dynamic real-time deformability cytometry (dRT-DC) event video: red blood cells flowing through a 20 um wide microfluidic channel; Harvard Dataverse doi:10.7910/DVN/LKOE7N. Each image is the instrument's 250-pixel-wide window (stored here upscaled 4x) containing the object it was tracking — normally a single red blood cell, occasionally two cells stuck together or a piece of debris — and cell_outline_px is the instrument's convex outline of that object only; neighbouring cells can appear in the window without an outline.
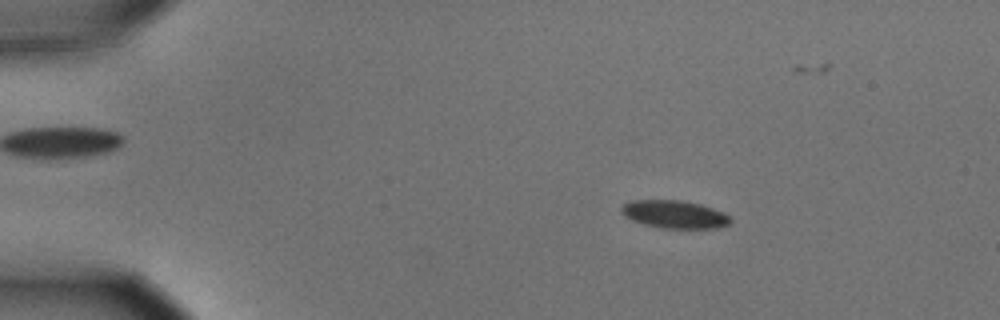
{"species": "common noctule bat (a hibernating species)", "species_latin": "Nyctalus noctula", "temperature_condition": "cold", "stored_images_in_passage": 59, "camera_frame_rate_fps": 3000, "um_per_image_px": 0.085, "animal": {"sex": "male", "body_mass_g": 15.6}, "frame": {"image": 1, "passage_image": 10, "time_ms": 3.0, "image_size_px": [1000, 320], "cell_outline_px": [[732, 220], [728, 224], [716, 228], [664, 228], [644, 224], [632, 220], [624, 216], [620, 212], [620, 208], [624, 204], [632, 200], [680, 200], [700, 204], [724, 212]], "centroid_in_image_um": [57.31, 18.21], "position_along_channel_um": 27.7, "area_um2": 17.63}}
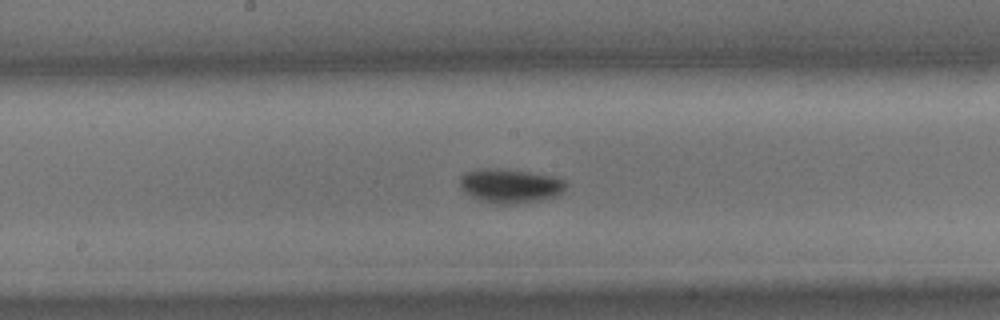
{"frame": {"image": 2, "passage_image": 31, "time_ms": 10.0, "image_size_px": [1000, 320], "cell_outline_px": [[568, 184], [564, 192], [556, 196], [540, 200], [512, 204], [492, 204], [480, 200], [472, 196], [460, 184], [460, 176], [464, 172], [480, 168], [492, 168], [528, 172], [552, 176], [564, 180]], "centroid_in_image_um": [43.39, 15.79], "position_along_channel_um": 204.8, "area_um2": 20.98}}
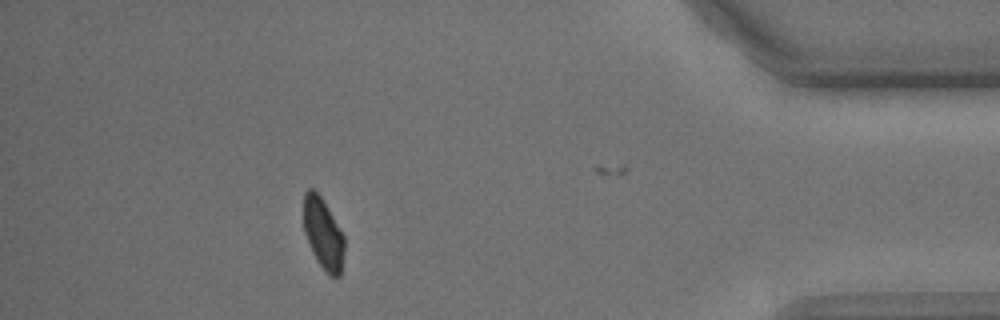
{"frame": {"image": 3, "passage_image": 52, "time_ms": 17.0, "image_size_px": [1000, 320], "cell_outline_px": [[344, 252], [340, 276], [328, 276], [316, 260], [312, 252], [304, 232], [304, 192], [308, 188], [312, 188], [320, 196], [328, 208], [344, 236]], "centroid_in_image_um": [27.46, 19.89], "position_along_channel_um": 407.7, "area_um2": 16.82}, "authors_computed_cell_mechanics": {"area_um2": 18.3804, "velocity_mm_per_s": 3.5285, "shape_relaxation_time_tau1_ms": 5.298, "shape_relaxation_time_tau2_ms": null, "deformation_change_tau1": 0.0994, "deformation_change_tau2": null}}